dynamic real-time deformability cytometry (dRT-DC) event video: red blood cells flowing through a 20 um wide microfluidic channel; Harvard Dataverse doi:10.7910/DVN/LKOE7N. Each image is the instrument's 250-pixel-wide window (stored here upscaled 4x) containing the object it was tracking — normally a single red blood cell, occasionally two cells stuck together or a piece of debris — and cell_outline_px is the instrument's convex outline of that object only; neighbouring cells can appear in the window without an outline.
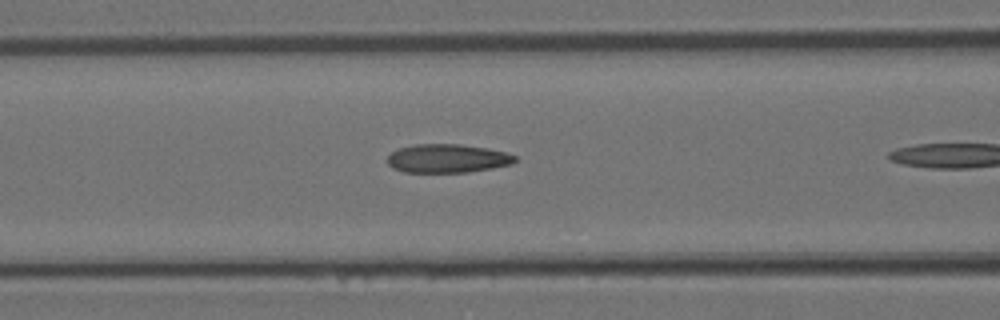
{"species": "Egyptian fruit bat (a non-hibernating species)", "species_latin": "Rousettus aegyptiacus", "temperature_condition": "room temperature", "stored_images_in_passage": 8, "camera_frame_rate_fps": 3000, "um_per_image_px": 0.085, "animal": {"sex": "female"}, "frame": {"image": 1, "passage_image": 7, "time_ms": 2.0, "image_size_px": [1000, 320], "cell_outline_px": [[516, 160], [512, 164], [492, 168], [468, 172], [404, 172], [392, 168], [388, 164], [388, 156], [392, 152], [400, 148], [412, 144], [460, 144], [488, 148], [508, 152], [516, 156]], "centroid_in_image_um": [38.05, 13.46], "position_along_channel_um": 128.6, "area_um2": 21.39}}